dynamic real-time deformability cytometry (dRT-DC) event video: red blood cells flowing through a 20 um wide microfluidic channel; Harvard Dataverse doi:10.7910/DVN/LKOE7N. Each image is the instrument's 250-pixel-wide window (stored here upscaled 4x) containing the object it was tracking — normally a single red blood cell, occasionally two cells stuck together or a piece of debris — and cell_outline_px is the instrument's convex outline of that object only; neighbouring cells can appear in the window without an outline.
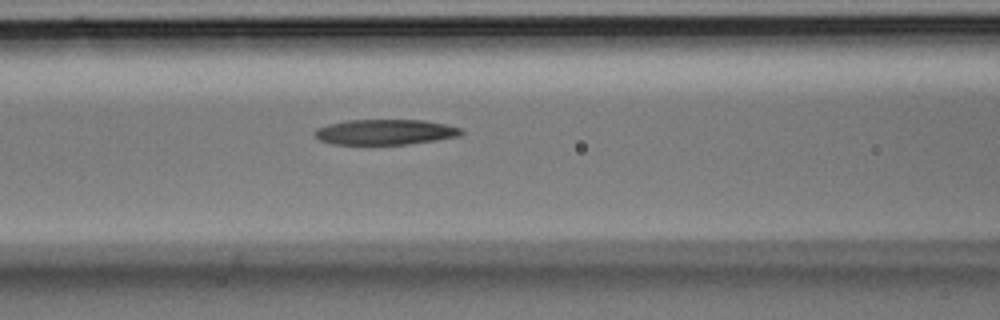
{"species": "Egyptian fruit bat (a non-hibernating species)", "species_latin": "Rousettus aegyptiacus", "temperature_condition": "room temperature", "stored_images_in_passage": 4, "segment_of_instrument_passage": [1, 2], "camera_frame_rate_fps": 3000, "um_per_image_px": 0.085, "animal": {"sex": "male"}, "frame": {"image": 1, "passage_image": 3, "time_ms": 0.667, "image_size_px": [1000, 320], "cell_outline_px": [[464, 132], [460, 136], [436, 140], [408, 144], [332, 144], [320, 140], [312, 132], [316, 128], [328, 124], [348, 120], [424, 120], [448, 124], [464, 128]], "centroid_in_image_um": [32.78, 11.21], "position_along_channel_um": 133.8, "area_um2": 21.85}}